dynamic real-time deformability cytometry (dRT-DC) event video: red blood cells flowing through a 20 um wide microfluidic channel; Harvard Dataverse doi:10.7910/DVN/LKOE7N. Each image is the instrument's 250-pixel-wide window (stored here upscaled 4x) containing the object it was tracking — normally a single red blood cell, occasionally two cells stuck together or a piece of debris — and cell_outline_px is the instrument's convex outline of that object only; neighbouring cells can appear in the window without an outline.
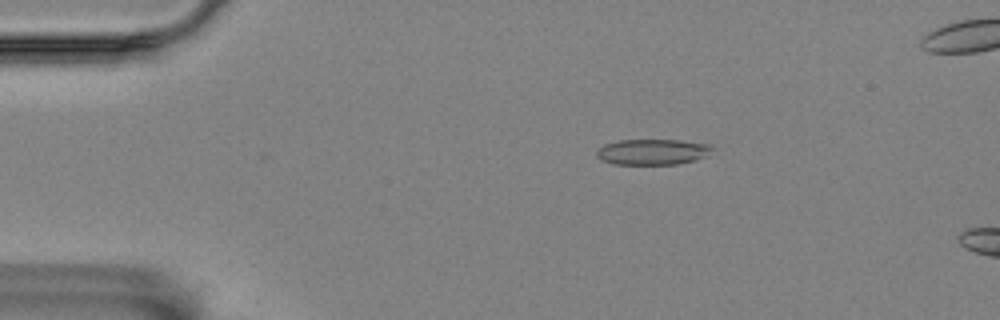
{"species": "Egyptian fruit bat (a non-hibernating species)", "species_latin": "Rousettus aegyptiacus", "temperature_condition": "room temperature", "stored_images_in_passage": 7, "camera_frame_rate_fps": 3000, "um_per_image_px": 0.085, "animal": {"sex": "female"}, "frame": {"image": 1, "passage_image": 1, "time_ms": 0.0, "image_size_px": [1000, 320], "cell_outline_px": [[712, 148], [704, 156], [696, 160], [676, 164], [612, 164], [600, 160], [596, 156], [596, 152], [604, 144], [620, 140], [680, 140], [712, 144]], "centroid_in_image_um": [55.43, 12.91], "position_along_channel_um": 29.6, "area_um2": 17.28}}
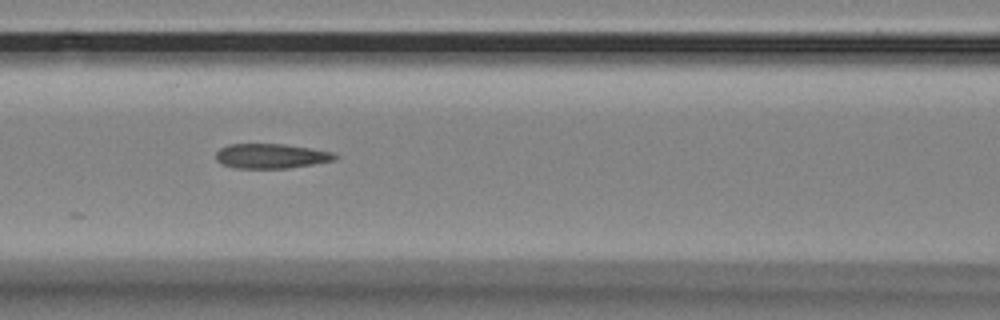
{"frame": {"image": 2, "passage_image": 5, "time_ms": 1.333, "image_size_px": [1000, 320], "cell_outline_px": [[340, 156], [336, 160], [288, 168], [236, 168], [220, 164], [216, 160], [216, 152], [220, 148], [228, 144], [284, 144], [332, 152]], "centroid_in_image_um": [23.02, 13.26], "position_along_channel_um": 143.6, "area_um2": 17.17}}
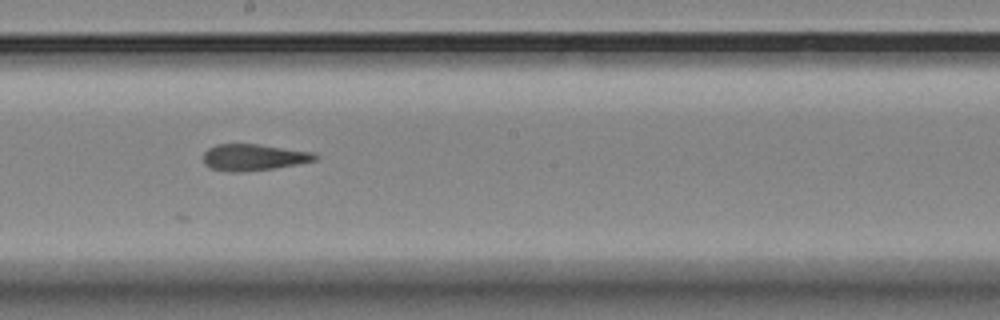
{"frame": {"image": 3, "passage_image": 7, "time_ms": 2.0, "image_size_px": [1000, 320], "cell_outline_px": [[320, 156], [316, 160], [296, 164], [272, 168], [240, 172], [228, 172], [212, 168], [204, 164], [204, 152], [208, 148], [216, 144], [260, 144], [312, 152]], "centroid_in_image_um": [21.54, 13.36], "position_along_channel_um": 226.7, "area_um2": 17.17}}